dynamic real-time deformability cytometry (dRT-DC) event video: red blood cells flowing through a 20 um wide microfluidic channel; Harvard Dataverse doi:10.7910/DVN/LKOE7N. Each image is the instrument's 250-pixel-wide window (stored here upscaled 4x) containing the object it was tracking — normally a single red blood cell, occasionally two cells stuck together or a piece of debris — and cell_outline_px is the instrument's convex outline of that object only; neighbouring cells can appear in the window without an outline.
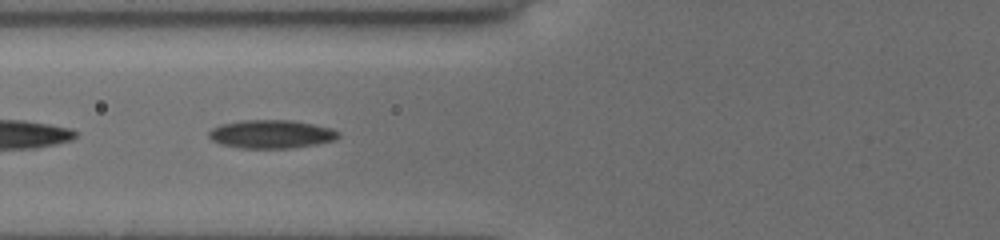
{"species": "common noctule bat (a hibernating species)", "species_latin": "Nyctalus noctula", "temperature_condition": "cold", "stored_images_in_passage": 37, "camera_frame_rate_fps": 3000, "um_per_image_px": 0.085, "animal": {"sex": "female", "body_mass_g": 19.5, "forearm_length_mm": 54.1}, "frame": {"image": 1, "passage_image": 6, "time_ms": 1.667, "image_size_px": [1000, 240], "cell_outline_px": [[340, 136], [336, 140], [316, 144], [292, 148], [240, 148], [220, 144], [212, 140], [208, 136], [208, 132], [212, 128], [220, 124], [244, 120], [292, 120], [332, 128], [340, 132]], "centroid_in_image_um": [23.07, 11.4], "position_along_channel_um": 102.7, "area_um2": 21.56}}
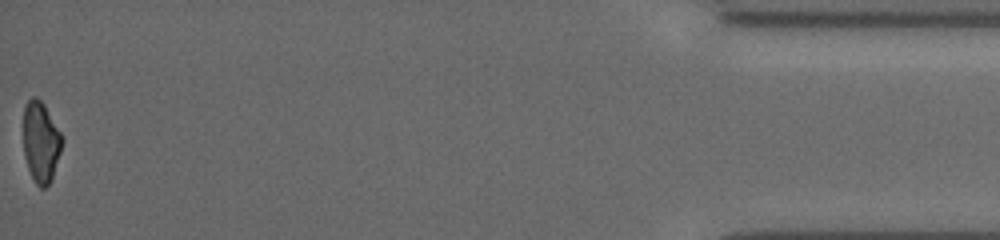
{"frame": {"image": 2, "passage_image": 37, "time_ms": 12.0, "image_size_px": [1000, 240], "cell_outline_px": [[64, 140], [52, 180], [44, 188], [40, 188], [36, 184], [28, 168], [24, 156], [24, 108], [28, 100], [32, 96], [36, 96], [44, 104], [60, 132]], "centroid_in_image_um": [3.48, 12.08], "position_along_channel_um": 431.7, "area_um2": 18.21}, "authors_computed_cell_mechanics": {"area_um2": 20.2878, "velocity_mm_per_s": 3.9418, "shape_relaxation_time_tau1_ms": 8.7085, "shape_relaxation_time_tau2_ms": 11.3636, "deformation_change_tau1": 0.1856, "deformation_change_tau2": 0.1822}}